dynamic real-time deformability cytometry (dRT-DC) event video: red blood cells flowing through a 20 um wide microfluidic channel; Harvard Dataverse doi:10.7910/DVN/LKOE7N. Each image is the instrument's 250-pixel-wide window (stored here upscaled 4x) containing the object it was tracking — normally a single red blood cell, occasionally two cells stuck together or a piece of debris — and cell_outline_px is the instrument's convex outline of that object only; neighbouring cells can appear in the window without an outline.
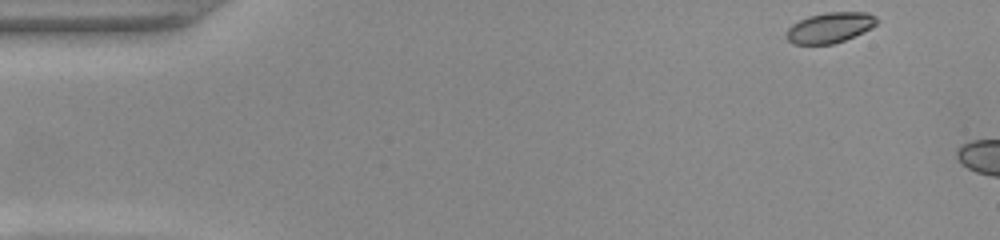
{"species": "common noctule bat (a hibernating species)", "species_latin": "Nyctalus noctula", "temperature_condition": "warm", "stored_images_in_passage": 43, "camera_frame_rate_fps": 3000, "um_per_image_px": 0.085, "animal": {"sex": "female", "body_mass_g": 22.0, "forearm_length_mm": 56.7}, "frame": {"image": 1, "passage_image": 1, "time_ms": 0.0, "image_size_px": [1000, 240], "cell_outline_px": [[880, 20], [872, 28], [864, 32], [844, 40], [832, 44], [792, 44], [784, 36], [788, 28], [792, 24], [808, 16], [828, 12], [868, 12], [876, 16]], "centroid_in_image_um": [70.55, 2.34], "position_along_channel_um": 14.4, "area_um2": 16.18}}
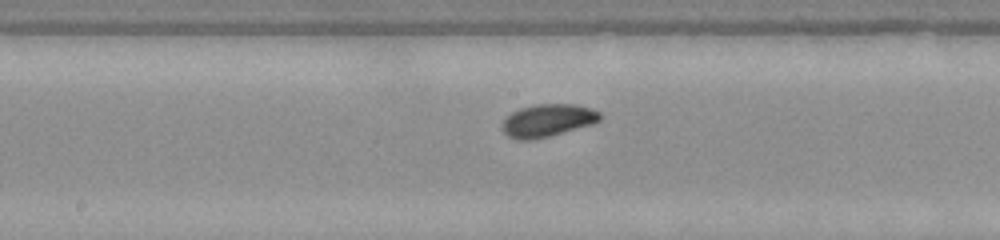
{"frame": {"image": 2, "passage_image": 24, "time_ms": 7.667, "image_size_px": [1000, 240], "cell_outline_px": [[600, 120], [592, 124], [548, 136], [532, 140], [516, 140], [508, 136], [504, 132], [504, 120], [512, 112], [520, 108], [536, 104], [576, 104], [592, 108], [600, 112]], "centroid_in_image_um": [46.57, 10.23], "position_along_channel_um": 201.6, "area_um2": 18.38}}
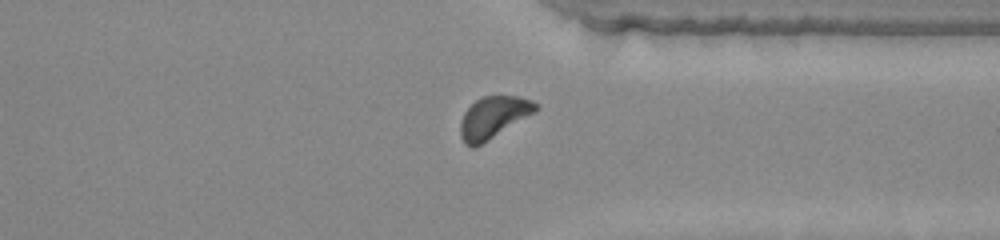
{"frame": {"image": 3, "passage_image": 37, "time_ms": 12.0, "image_size_px": [1000, 240], "cell_outline_px": [[540, 104], [536, 112], [476, 148], [472, 148], [464, 144], [460, 136], [460, 124], [464, 112], [480, 96], [516, 96], [532, 100]], "centroid_in_image_um": [41.94, 10.0], "position_along_channel_um": 369.5, "area_um2": 18.61}, "authors_computed_cell_mechanics": {"area_um2": 17.8024, "velocity_mm_per_s": 3.9001, "shape_relaxation_time_tau1_ms": 1.7724, "shape_relaxation_time_tau2_ms": null, "deformation_change_tau1": 0.0767, "deformation_change_tau2": null}}